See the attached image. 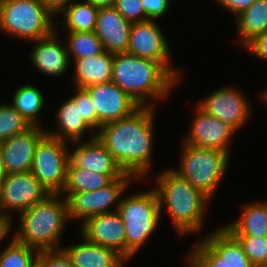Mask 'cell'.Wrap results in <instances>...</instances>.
Listing matches in <instances>:
<instances>
[{"label": "cell", "instance_id": "obj_7", "mask_svg": "<svg viewBox=\"0 0 267 267\" xmlns=\"http://www.w3.org/2000/svg\"><path fill=\"white\" fill-rule=\"evenodd\" d=\"M181 151L179 167L173 170L212 200L226 172L230 154L185 143Z\"/></svg>", "mask_w": 267, "mask_h": 267}, {"label": "cell", "instance_id": "obj_24", "mask_svg": "<svg viewBox=\"0 0 267 267\" xmlns=\"http://www.w3.org/2000/svg\"><path fill=\"white\" fill-rule=\"evenodd\" d=\"M239 218L223 225L232 235L267 236V200L242 206Z\"/></svg>", "mask_w": 267, "mask_h": 267}, {"label": "cell", "instance_id": "obj_21", "mask_svg": "<svg viewBox=\"0 0 267 267\" xmlns=\"http://www.w3.org/2000/svg\"><path fill=\"white\" fill-rule=\"evenodd\" d=\"M74 267H123L127 260L116 250L93 244L84 238L81 243L62 246Z\"/></svg>", "mask_w": 267, "mask_h": 267}, {"label": "cell", "instance_id": "obj_41", "mask_svg": "<svg viewBox=\"0 0 267 267\" xmlns=\"http://www.w3.org/2000/svg\"><path fill=\"white\" fill-rule=\"evenodd\" d=\"M97 8L113 7L115 0H86Z\"/></svg>", "mask_w": 267, "mask_h": 267}, {"label": "cell", "instance_id": "obj_22", "mask_svg": "<svg viewBox=\"0 0 267 267\" xmlns=\"http://www.w3.org/2000/svg\"><path fill=\"white\" fill-rule=\"evenodd\" d=\"M55 115L57 129L46 130L48 135L72 143L82 140L87 130L96 137L97 131H94L80 114L79 102H74L71 98L65 100Z\"/></svg>", "mask_w": 267, "mask_h": 267}, {"label": "cell", "instance_id": "obj_2", "mask_svg": "<svg viewBox=\"0 0 267 267\" xmlns=\"http://www.w3.org/2000/svg\"><path fill=\"white\" fill-rule=\"evenodd\" d=\"M111 82L140 106L150 107L167 99L179 83L160 62L128 53L114 54Z\"/></svg>", "mask_w": 267, "mask_h": 267}, {"label": "cell", "instance_id": "obj_26", "mask_svg": "<svg viewBox=\"0 0 267 267\" xmlns=\"http://www.w3.org/2000/svg\"><path fill=\"white\" fill-rule=\"evenodd\" d=\"M123 175H105L82 167H67V179L62 193L95 191L107 187Z\"/></svg>", "mask_w": 267, "mask_h": 267}, {"label": "cell", "instance_id": "obj_35", "mask_svg": "<svg viewBox=\"0 0 267 267\" xmlns=\"http://www.w3.org/2000/svg\"><path fill=\"white\" fill-rule=\"evenodd\" d=\"M37 264L40 267H74L70 258L62 249L39 251Z\"/></svg>", "mask_w": 267, "mask_h": 267}, {"label": "cell", "instance_id": "obj_3", "mask_svg": "<svg viewBox=\"0 0 267 267\" xmlns=\"http://www.w3.org/2000/svg\"><path fill=\"white\" fill-rule=\"evenodd\" d=\"M160 211L166 205L171 221L180 235L196 233L204 225L209 198L192 186L173 168L166 169L155 178ZM165 204V205H164Z\"/></svg>", "mask_w": 267, "mask_h": 267}, {"label": "cell", "instance_id": "obj_1", "mask_svg": "<svg viewBox=\"0 0 267 267\" xmlns=\"http://www.w3.org/2000/svg\"><path fill=\"white\" fill-rule=\"evenodd\" d=\"M155 107L140 106L131 115L106 123L96 137L125 173L146 177L153 155Z\"/></svg>", "mask_w": 267, "mask_h": 267}, {"label": "cell", "instance_id": "obj_9", "mask_svg": "<svg viewBox=\"0 0 267 267\" xmlns=\"http://www.w3.org/2000/svg\"><path fill=\"white\" fill-rule=\"evenodd\" d=\"M68 142L46 134L36 147L31 173L51 193L61 194L67 179Z\"/></svg>", "mask_w": 267, "mask_h": 267}, {"label": "cell", "instance_id": "obj_18", "mask_svg": "<svg viewBox=\"0 0 267 267\" xmlns=\"http://www.w3.org/2000/svg\"><path fill=\"white\" fill-rule=\"evenodd\" d=\"M78 143V145L76 144ZM76 148L68 150V166L82 167L89 171L105 175H124L125 172L108 152L103 143L91 136L90 140L84 143L75 142Z\"/></svg>", "mask_w": 267, "mask_h": 267}, {"label": "cell", "instance_id": "obj_25", "mask_svg": "<svg viewBox=\"0 0 267 267\" xmlns=\"http://www.w3.org/2000/svg\"><path fill=\"white\" fill-rule=\"evenodd\" d=\"M235 18L238 43L244 47L254 37L267 32V0H256Z\"/></svg>", "mask_w": 267, "mask_h": 267}, {"label": "cell", "instance_id": "obj_19", "mask_svg": "<svg viewBox=\"0 0 267 267\" xmlns=\"http://www.w3.org/2000/svg\"><path fill=\"white\" fill-rule=\"evenodd\" d=\"M131 24L114 7L99 8L94 32L106 52L126 53Z\"/></svg>", "mask_w": 267, "mask_h": 267}, {"label": "cell", "instance_id": "obj_28", "mask_svg": "<svg viewBox=\"0 0 267 267\" xmlns=\"http://www.w3.org/2000/svg\"><path fill=\"white\" fill-rule=\"evenodd\" d=\"M12 106L31 124L40 127L39 115L45 105V97L33 85L20 86L13 96Z\"/></svg>", "mask_w": 267, "mask_h": 267}, {"label": "cell", "instance_id": "obj_34", "mask_svg": "<svg viewBox=\"0 0 267 267\" xmlns=\"http://www.w3.org/2000/svg\"><path fill=\"white\" fill-rule=\"evenodd\" d=\"M113 7L131 23L146 21L142 0H115Z\"/></svg>", "mask_w": 267, "mask_h": 267}, {"label": "cell", "instance_id": "obj_29", "mask_svg": "<svg viewBox=\"0 0 267 267\" xmlns=\"http://www.w3.org/2000/svg\"><path fill=\"white\" fill-rule=\"evenodd\" d=\"M68 40L66 46L69 60L92 57L105 52L103 44L95 32H66ZM72 57V58H71Z\"/></svg>", "mask_w": 267, "mask_h": 267}, {"label": "cell", "instance_id": "obj_15", "mask_svg": "<svg viewBox=\"0 0 267 267\" xmlns=\"http://www.w3.org/2000/svg\"><path fill=\"white\" fill-rule=\"evenodd\" d=\"M81 224L86 241L114 249L126 259L125 226L118 211L90 216Z\"/></svg>", "mask_w": 267, "mask_h": 267}, {"label": "cell", "instance_id": "obj_8", "mask_svg": "<svg viewBox=\"0 0 267 267\" xmlns=\"http://www.w3.org/2000/svg\"><path fill=\"white\" fill-rule=\"evenodd\" d=\"M208 234L190 249L189 267H255L227 229L221 226Z\"/></svg>", "mask_w": 267, "mask_h": 267}, {"label": "cell", "instance_id": "obj_33", "mask_svg": "<svg viewBox=\"0 0 267 267\" xmlns=\"http://www.w3.org/2000/svg\"><path fill=\"white\" fill-rule=\"evenodd\" d=\"M74 89L76 90V93L70 98L74 102H79V111L82 118L94 131H96L97 113L89 93L84 88L74 87Z\"/></svg>", "mask_w": 267, "mask_h": 267}, {"label": "cell", "instance_id": "obj_36", "mask_svg": "<svg viewBox=\"0 0 267 267\" xmlns=\"http://www.w3.org/2000/svg\"><path fill=\"white\" fill-rule=\"evenodd\" d=\"M170 3L169 0H142L146 20H155L167 14Z\"/></svg>", "mask_w": 267, "mask_h": 267}, {"label": "cell", "instance_id": "obj_40", "mask_svg": "<svg viewBox=\"0 0 267 267\" xmlns=\"http://www.w3.org/2000/svg\"><path fill=\"white\" fill-rule=\"evenodd\" d=\"M12 220L0 213V242L4 240L11 231Z\"/></svg>", "mask_w": 267, "mask_h": 267}, {"label": "cell", "instance_id": "obj_37", "mask_svg": "<svg viewBox=\"0 0 267 267\" xmlns=\"http://www.w3.org/2000/svg\"><path fill=\"white\" fill-rule=\"evenodd\" d=\"M244 48L251 51L258 58L267 60V32L254 37Z\"/></svg>", "mask_w": 267, "mask_h": 267}, {"label": "cell", "instance_id": "obj_39", "mask_svg": "<svg viewBox=\"0 0 267 267\" xmlns=\"http://www.w3.org/2000/svg\"><path fill=\"white\" fill-rule=\"evenodd\" d=\"M54 16L62 12L74 0H39Z\"/></svg>", "mask_w": 267, "mask_h": 267}, {"label": "cell", "instance_id": "obj_30", "mask_svg": "<svg viewBox=\"0 0 267 267\" xmlns=\"http://www.w3.org/2000/svg\"><path fill=\"white\" fill-rule=\"evenodd\" d=\"M38 252L12 237L8 246L0 252V267H34Z\"/></svg>", "mask_w": 267, "mask_h": 267}, {"label": "cell", "instance_id": "obj_10", "mask_svg": "<svg viewBox=\"0 0 267 267\" xmlns=\"http://www.w3.org/2000/svg\"><path fill=\"white\" fill-rule=\"evenodd\" d=\"M134 179V180H133ZM137 180L132 174L125 173L114 180L107 187L88 192L62 193L68 205L69 219H79L82 222L97 214L117 211L124 191H127L129 184ZM120 198V199H119ZM116 202V203H115ZM116 209H109L112 205Z\"/></svg>", "mask_w": 267, "mask_h": 267}, {"label": "cell", "instance_id": "obj_27", "mask_svg": "<svg viewBox=\"0 0 267 267\" xmlns=\"http://www.w3.org/2000/svg\"><path fill=\"white\" fill-rule=\"evenodd\" d=\"M99 8L83 0L73 2L61 13L63 14V27L67 32H92L95 31Z\"/></svg>", "mask_w": 267, "mask_h": 267}, {"label": "cell", "instance_id": "obj_13", "mask_svg": "<svg viewBox=\"0 0 267 267\" xmlns=\"http://www.w3.org/2000/svg\"><path fill=\"white\" fill-rule=\"evenodd\" d=\"M240 90L235 86L220 88L199 101L197 106L206 114L239 130L251 117L249 99Z\"/></svg>", "mask_w": 267, "mask_h": 267}, {"label": "cell", "instance_id": "obj_16", "mask_svg": "<svg viewBox=\"0 0 267 267\" xmlns=\"http://www.w3.org/2000/svg\"><path fill=\"white\" fill-rule=\"evenodd\" d=\"M189 135L182 141L199 148L216 149L230 154V138L236 132L228 123L206 114L198 106Z\"/></svg>", "mask_w": 267, "mask_h": 267}, {"label": "cell", "instance_id": "obj_38", "mask_svg": "<svg viewBox=\"0 0 267 267\" xmlns=\"http://www.w3.org/2000/svg\"><path fill=\"white\" fill-rule=\"evenodd\" d=\"M256 0H215L224 10L235 15H239L242 11L249 8Z\"/></svg>", "mask_w": 267, "mask_h": 267}, {"label": "cell", "instance_id": "obj_23", "mask_svg": "<svg viewBox=\"0 0 267 267\" xmlns=\"http://www.w3.org/2000/svg\"><path fill=\"white\" fill-rule=\"evenodd\" d=\"M114 54L104 52L102 54L72 60L75 63L74 87L86 88L111 81Z\"/></svg>", "mask_w": 267, "mask_h": 267}, {"label": "cell", "instance_id": "obj_17", "mask_svg": "<svg viewBox=\"0 0 267 267\" xmlns=\"http://www.w3.org/2000/svg\"><path fill=\"white\" fill-rule=\"evenodd\" d=\"M46 134V129L41 126H32L0 143L7 174L31 171L36 147Z\"/></svg>", "mask_w": 267, "mask_h": 267}, {"label": "cell", "instance_id": "obj_5", "mask_svg": "<svg viewBox=\"0 0 267 267\" xmlns=\"http://www.w3.org/2000/svg\"><path fill=\"white\" fill-rule=\"evenodd\" d=\"M132 194L122 198L117 209L125 226L126 260L147 244L161 218L159 199L154 188Z\"/></svg>", "mask_w": 267, "mask_h": 267}, {"label": "cell", "instance_id": "obj_31", "mask_svg": "<svg viewBox=\"0 0 267 267\" xmlns=\"http://www.w3.org/2000/svg\"><path fill=\"white\" fill-rule=\"evenodd\" d=\"M31 124L10 104L0 105V143L26 132Z\"/></svg>", "mask_w": 267, "mask_h": 267}, {"label": "cell", "instance_id": "obj_43", "mask_svg": "<svg viewBox=\"0 0 267 267\" xmlns=\"http://www.w3.org/2000/svg\"><path fill=\"white\" fill-rule=\"evenodd\" d=\"M263 95H264L263 98L266 100V103H267V89H266V91H265V93Z\"/></svg>", "mask_w": 267, "mask_h": 267}, {"label": "cell", "instance_id": "obj_42", "mask_svg": "<svg viewBox=\"0 0 267 267\" xmlns=\"http://www.w3.org/2000/svg\"><path fill=\"white\" fill-rule=\"evenodd\" d=\"M6 175H7V172L4 167L2 149L0 147V185L3 182V179L6 177Z\"/></svg>", "mask_w": 267, "mask_h": 267}, {"label": "cell", "instance_id": "obj_12", "mask_svg": "<svg viewBox=\"0 0 267 267\" xmlns=\"http://www.w3.org/2000/svg\"><path fill=\"white\" fill-rule=\"evenodd\" d=\"M170 52L167 39L155 20L131 24L126 53L160 62L179 81L182 72L171 65Z\"/></svg>", "mask_w": 267, "mask_h": 267}, {"label": "cell", "instance_id": "obj_4", "mask_svg": "<svg viewBox=\"0 0 267 267\" xmlns=\"http://www.w3.org/2000/svg\"><path fill=\"white\" fill-rule=\"evenodd\" d=\"M61 196L51 194L21 213L13 237L38 251L61 249L60 236L69 220L67 201Z\"/></svg>", "mask_w": 267, "mask_h": 267}, {"label": "cell", "instance_id": "obj_32", "mask_svg": "<svg viewBox=\"0 0 267 267\" xmlns=\"http://www.w3.org/2000/svg\"><path fill=\"white\" fill-rule=\"evenodd\" d=\"M255 267H267V236L233 235Z\"/></svg>", "mask_w": 267, "mask_h": 267}, {"label": "cell", "instance_id": "obj_11", "mask_svg": "<svg viewBox=\"0 0 267 267\" xmlns=\"http://www.w3.org/2000/svg\"><path fill=\"white\" fill-rule=\"evenodd\" d=\"M49 195L51 193L31 172L7 174L0 185V213L12 220L13 211L20 215Z\"/></svg>", "mask_w": 267, "mask_h": 267}, {"label": "cell", "instance_id": "obj_6", "mask_svg": "<svg viewBox=\"0 0 267 267\" xmlns=\"http://www.w3.org/2000/svg\"><path fill=\"white\" fill-rule=\"evenodd\" d=\"M53 17L39 0H0V32L28 42L50 36L59 25Z\"/></svg>", "mask_w": 267, "mask_h": 267}, {"label": "cell", "instance_id": "obj_14", "mask_svg": "<svg viewBox=\"0 0 267 267\" xmlns=\"http://www.w3.org/2000/svg\"><path fill=\"white\" fill-rule=\"evenodd\" d=\"M90 95L97 113V129L106 123L131 115L140 105L113 82L84 88Z\"/></svg>", "mask_w": 267, "mask_h": 267}, {"label": "cell", "instance_id": "obj_20", "mask_svg": "<svg viewBox=\"0 0 267 267\" xmlns=\"http://www.w3.org/2000/svg\"><path fill=\"white\" fill-rule=\"evenodd\" d=\"M57 36L59 34L55 30L50 36L34 41L30 52L34 67L50 77L62 76L70 67L67 46Z\"/></svg>", "mask_w": 267, "mask_h": 267}]
</instances>
